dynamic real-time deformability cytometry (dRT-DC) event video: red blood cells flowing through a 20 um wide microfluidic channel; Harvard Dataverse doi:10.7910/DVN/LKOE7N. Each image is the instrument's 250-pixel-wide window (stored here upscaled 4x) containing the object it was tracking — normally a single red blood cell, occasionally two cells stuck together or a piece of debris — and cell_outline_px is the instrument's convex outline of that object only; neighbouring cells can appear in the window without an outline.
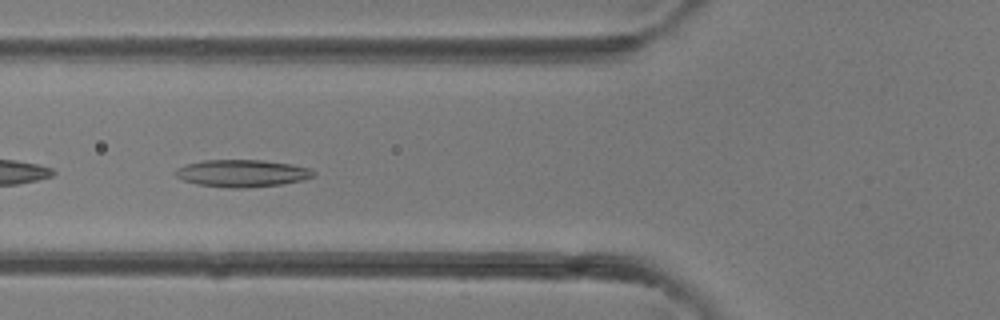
{"species": "common noctule bat (a hibernating species)", "species_latin": "Nyctalus noctula", "temperature_condition": "room temperature", "stored_images_in_passage": 39, "camera_frame_rate_fps": 3000, "um_per_image_px": 0.085, "animal": {"sex": "female"}, "frame": {"image": 1, "passage_image": 13, "time_ms": 4.0, "image_size_px": [1000, 320], "cell_outline_px": [[316, 176], [304, 180], [280, 184], [244, 188], [228, 188], [196, 184], [184, 180], [176, 176], [172, 172], [176, 168], [188, 164], [204, 160], [264, 160], [292, 164], [312, 168], [316, 172]], "centroid_in_image_um": [20.61, 14.73], "position_along_channel_um": 105.2, "area_um2": 22.14}}
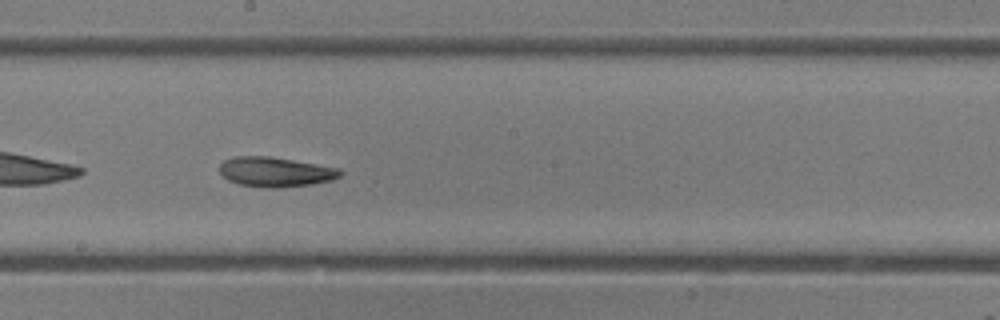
{"frame": {"image": 2, "passage_image": 20, "time_ms": 6.333, "image_size_px": [1000, 320], "cell_outline_px": [[344, 172], [340, 176], [332, 180], [312, 184], [276, 188], [264, 188], [240, 184], [228, 180], [220, 172], [220, 164], [224, 160], [232, 156], [272, 156], [340, 168]], "centroid_in_image_um": [23.43, 14.6], "position_along_channel_um": 224.8, "area_um2": 21.1}}
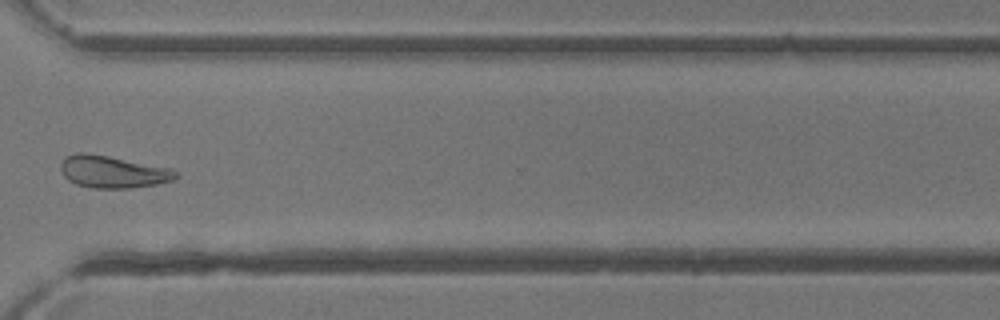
{"frame": {"image": 3, "passage_image": 28, "time_ms": 9.0, "image_size_px": [1000, 320], "cell_outline_px": [[180, 176], [172, 180], [156, 184], [132, 188], [92, 188], [76, 184], [68, 180], [64, 176], [60, 168], [60, 164], [64, 156], [80, 152], [84, 152], [108, 156], [168, 168], [180, 172]], "centroid_in_image_um": [9.56, 14.61], "position_along_channel_um": 361.0, "area_um2": 21.56}}